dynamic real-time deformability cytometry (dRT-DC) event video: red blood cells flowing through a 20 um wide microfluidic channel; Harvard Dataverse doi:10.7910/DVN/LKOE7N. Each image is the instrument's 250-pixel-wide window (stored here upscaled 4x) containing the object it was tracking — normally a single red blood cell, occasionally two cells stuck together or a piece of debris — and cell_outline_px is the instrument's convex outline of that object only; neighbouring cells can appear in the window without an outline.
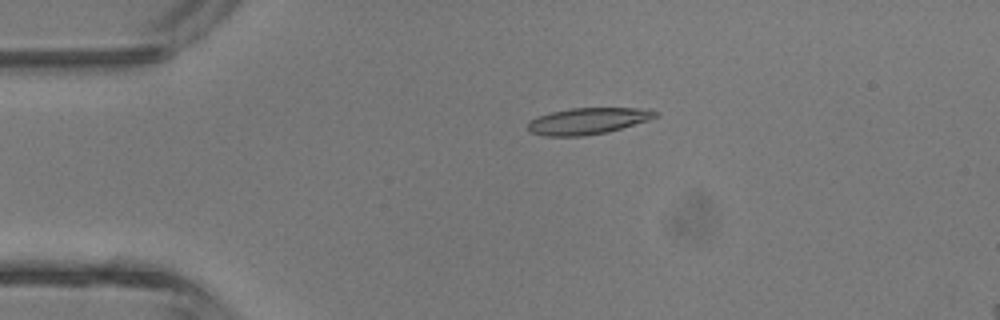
{"species": "common noctule bat (a hibernating species)", "species_latin": "Nyctalus noctula", "temperature_condition": "room temperature", "stored_images_in_passage": 4, "camera_frame_rate_fps": 3000, "um_per_image_px": 0.085, "animal": {"sex": "male", "body_mass_g": 13.3}, "frame": {"image": 1, "passage_image": 3, "time_ms": 2.333, "image_size_px": [1000, 320], "cell_outline_px": [[660, 112], [656, 116], [648, 120], [608, 132], [584, 136], [544, 136], [528, 132], [528, 124], [532, 120], [540, 116], [552, 112], [572, 108], [652, 108]], "centroid_in_image_um": [50.01, 10.28], "position_along_channel_um": 35.0, "area_um2": 19.65}}